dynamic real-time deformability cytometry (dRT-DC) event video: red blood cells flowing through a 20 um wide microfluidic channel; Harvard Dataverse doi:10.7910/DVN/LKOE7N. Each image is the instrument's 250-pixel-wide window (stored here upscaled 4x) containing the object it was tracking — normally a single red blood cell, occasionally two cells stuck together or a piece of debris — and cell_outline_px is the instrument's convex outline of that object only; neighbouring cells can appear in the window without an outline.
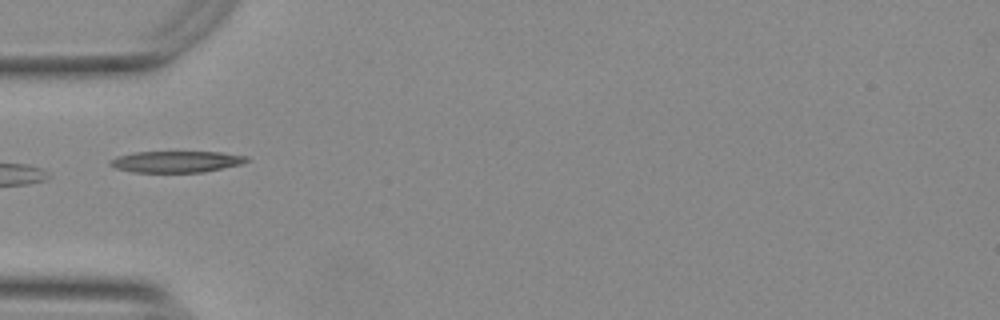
{"species": "Egyptian fruit bat (a non-hibernating species)", "species_latin": "Rousettus aegyptiacus", "temperature_condition": "warm", "stored_images_in_passage": 24, "camera_frame_rate_fps": 3000, "um_per_image_px": 0.085, "animal": {"sex": "female"}, "frame": {"image": 1, "passage_image": 1, "time_ms": 0.0, "image_size_px": [1000, 320], "cell_outline_px": [[252, 160], [240, 164], [204, 172], [132, 172], [116, 168], [108, 164], [108, 160], [116, 156], [132, 152], [220, 152], [248, 156]], "centroid_in_image_um": [14.96, 13.73], "position_along_channel_um": 70.0, "area_um2": 17.17}}